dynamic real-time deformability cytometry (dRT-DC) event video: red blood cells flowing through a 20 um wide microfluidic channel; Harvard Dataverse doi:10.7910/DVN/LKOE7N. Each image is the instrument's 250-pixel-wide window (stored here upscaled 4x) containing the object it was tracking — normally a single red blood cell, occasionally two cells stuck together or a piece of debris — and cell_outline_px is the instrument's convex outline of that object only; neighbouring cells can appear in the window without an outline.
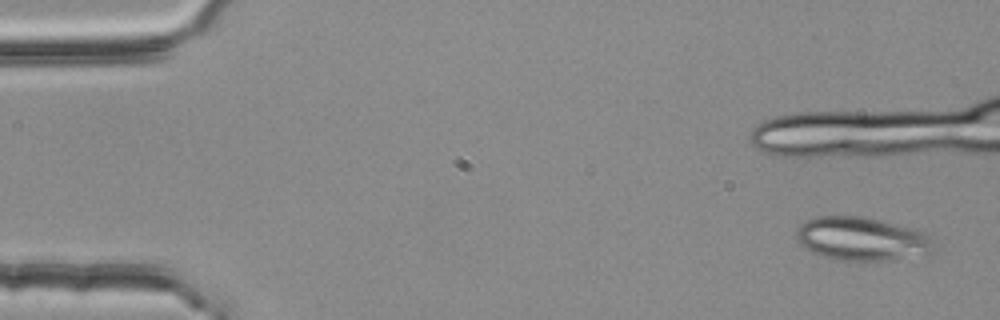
{"species": "common noctule bat (a hibernating species)", "species_latin": "Nyctalus noctula", "temperature_condition": "room temperature", "stored_images_in_passage": 2, "camera_frame_rate_fps": 3000, "um_per_image_px": 0.085, "animal": {"sex": "female", "body_mass_g": 25.1}, "frame": {"image": 1, "passage_image": 1, "time_ms": 0.0, "image_size_px": [1000, 320], "cell_outline_px": [[936, 252], [928, 256], [884, 260], [840, 260], [824, 256], [812, 252], [804, 248], [796, 240], [796, 228], [800, 224], [816, 216], [864, 216], [924, 232], [932, 236]], "centroid_in_image_um": [73.3, 20.31], "position_along_channel_um": 11.7, "area_um2": 35.2}}